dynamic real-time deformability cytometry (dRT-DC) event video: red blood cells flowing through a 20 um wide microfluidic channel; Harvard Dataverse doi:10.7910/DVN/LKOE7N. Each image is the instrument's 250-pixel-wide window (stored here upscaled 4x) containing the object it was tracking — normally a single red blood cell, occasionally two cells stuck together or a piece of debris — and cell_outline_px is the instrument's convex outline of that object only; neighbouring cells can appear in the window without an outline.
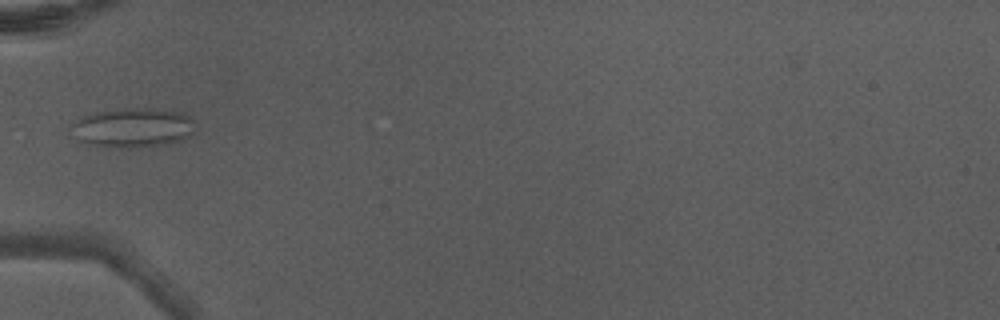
{"species": "Egyptian fruit bat (a non-hibernating species)", "species_latin": "Rousettus aegyptiacus", "temperature_condition": "warm", "stored_images_in_passage": 5, "camera_frame_rate_fps": 3000, "um_per_image_px": 0.085, "animal": {"sex": "male"}, "frame": {"image": 1, "passage_image": 5, "time_ms": 1.333, "image_size_px": [1000, 320], "cell_outline_px": [[192, 132], [184, 140], [168, 144], [148, 148], [124, 148], [92, 144], [80, 140], [72, 124], [76, 120], [84, 116], [96, 112], [128, 108], [148, 108], [184, 112], [192, 120]], "centroid_in_image_um": [11.38, 10.86], "position_along_channel_um": 73.6, "area_um2": 28.15}}